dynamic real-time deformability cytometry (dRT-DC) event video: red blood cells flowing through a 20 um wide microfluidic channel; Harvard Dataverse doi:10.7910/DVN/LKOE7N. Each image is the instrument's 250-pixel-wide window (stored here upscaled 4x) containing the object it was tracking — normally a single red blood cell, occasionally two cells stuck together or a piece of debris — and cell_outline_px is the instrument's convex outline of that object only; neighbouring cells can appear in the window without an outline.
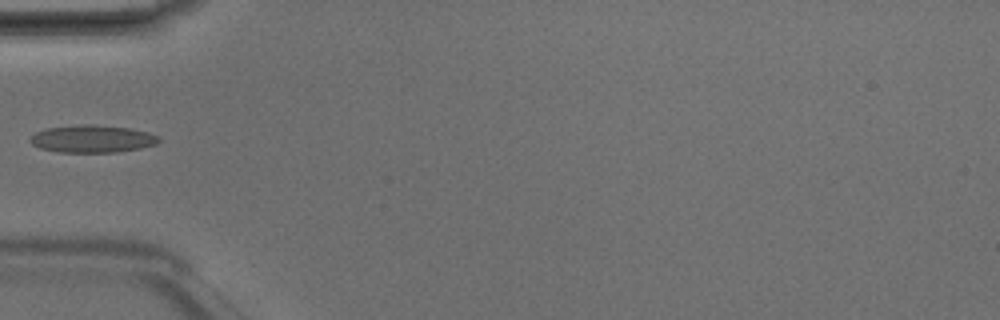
{"species": "Egyptian fruit bat (a non-hibernating species)", "species_latin": "Rousettus aegyptiacus", "temperature_condition": "room temperature", "stored_images_in_passage": 5, "camera_frame_rate_fps": 3000, "um_per_image_px": 0.085, "animal": {"sex": "male"}, "frame": {"image": 1, "passage_image": 5, "time_ms": 1.333, "image_size_px": [1000, 320], "cell_outline_px": [[160, 140], [156, 144], [140, 148], [116, 152], [56, 152], [40, 148], [32, 144], [28, 140], [36, 132], [44, 128], [84, 124], [88, 124], [128, 128], [148, 132], [160, 136]], "centroid_in_image_um": [7.83, 11.8], "position_along_channel_um": 77.2, "area_um2": 20.58}}